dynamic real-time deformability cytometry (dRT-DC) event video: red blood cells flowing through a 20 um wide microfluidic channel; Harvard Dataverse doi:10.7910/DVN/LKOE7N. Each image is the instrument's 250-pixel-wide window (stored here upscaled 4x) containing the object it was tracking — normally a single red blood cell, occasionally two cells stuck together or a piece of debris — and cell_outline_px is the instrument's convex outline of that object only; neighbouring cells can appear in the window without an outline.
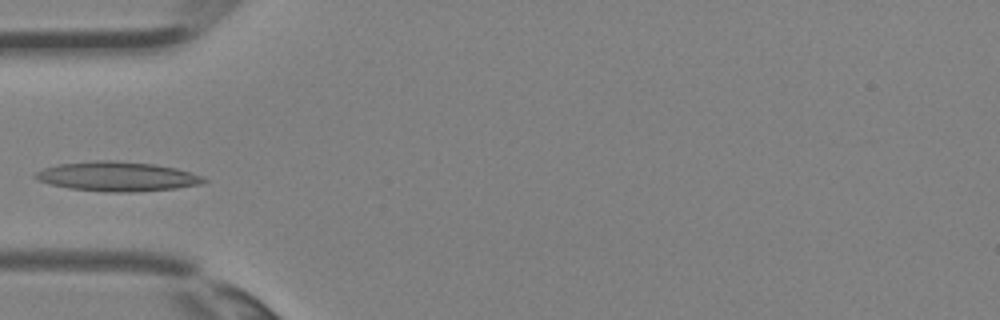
{"species": "Egyptian fruit bat (a non-hibernating species)", "species_latin": "Rousettus aegyptiacus", "temperature_condition": "room temperature", "stored_images_in_passage": 2, "camera_frame_rate_fps": 3000, "um_per_image_px": 0.085, "animal": {"sex": "female"}, "frame": {"image": 1, "passage_image": 2, "time_ms": 0.333, "image_size_px": [1000, 320], "cell_outline_px": [[208, 180], [200, 184], [176, 188], [132, 192], [108, 192], [68, 188], [36, 180], [32, 176], [36, 172], [44, 168], [56, 164], [96, 160], [112, 160], [152, 164], [176, 168], [200, 176]], "centroid_in_image_um": [9.9, 15.0], "position_along_channel_um": 75.1, "area_um2": 28.78}}